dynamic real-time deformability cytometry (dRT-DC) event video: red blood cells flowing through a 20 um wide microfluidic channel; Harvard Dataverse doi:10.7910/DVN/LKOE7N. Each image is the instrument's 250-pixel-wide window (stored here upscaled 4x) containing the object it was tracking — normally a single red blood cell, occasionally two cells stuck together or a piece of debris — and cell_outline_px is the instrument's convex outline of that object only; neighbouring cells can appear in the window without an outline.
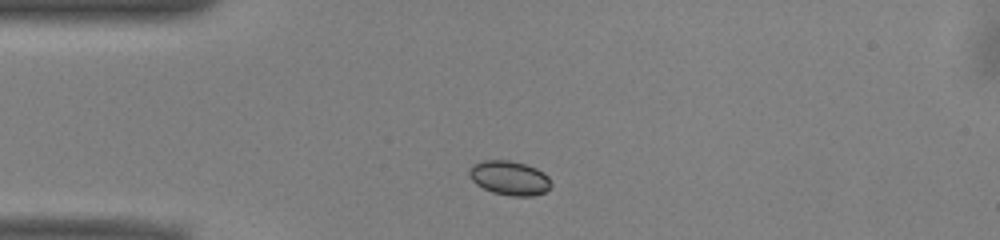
{"species": "common noctule bat (a hibernating species)", "species_latin": "Nyctalus noctula", "temperature_condition": "warm", "stored_images_in_passage": 40, "camera_frame_rate_fps": 3000, "um_per_image_px": 0.085, "animal": {"sex": "male", "body_mass_g": 13.0, "forearm_length_mm": 53.1}, "frame": {"image": 1, "passage_image": 1, "time_ms": 0.0, "image_size_px": [1000, 240], "cell_outline_px": [[552, 184], [544, 192], [532, 196], [512, 196], [492, 192], [476, 184], [468, 176], [468, 168], [472, 164], [484, 160], [508, 160], [524, 164], [536, 168], [544, 172], [548, 176]], "centroid_in_image_um": [43.28, 15.12], "position_along_channel_um": 41.7, "area_um2": 16.42}}
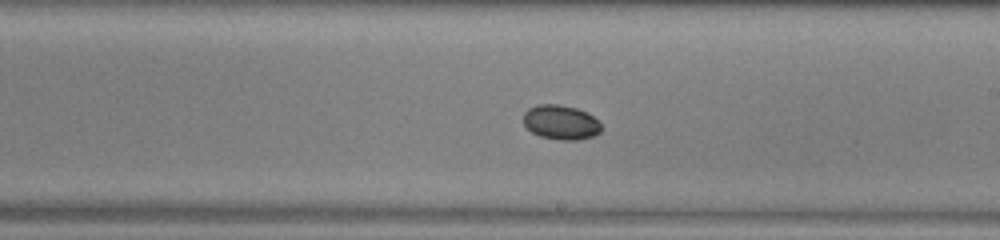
{"frame": {"image": 2, "passage_image": 18, "time_ms": 5.667, "image_size_px": [1000, 240], "cell_outline_px": [[604, 128], [600, 132], [592, 136], [580, 140], [560, 140], [540, 136], [532, 132], [524, 124], [524, 112], [528, 108], [536, 104], [560, 104], [576, 108], [588, 112]], "centroid_in_image_um": [47.68, 10.39], "position_along_channel_um": 241.3, "area_um2": 15.78}}
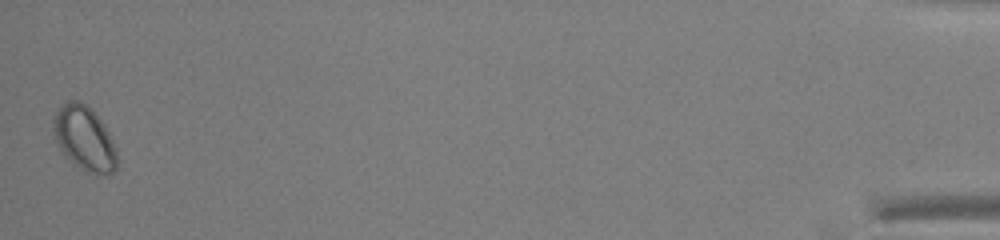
{"frame": {"image": 3, "passage_image": 40, "time_ms": 13.0, "image_size_px": [1000, 240], "cell_outline_px": [[116, 168], [112, 172], [104, 176], [96, 176], [72, 164], [60, 152], [52, 132], [52, 120], [60, 104], [68, 100], [80, 100], [104, 124], [116, 148]], "centroid_in_image_um": [7.12, 11.79], "position_along_channel_um": 428.1, "area_um2": 24.28}}